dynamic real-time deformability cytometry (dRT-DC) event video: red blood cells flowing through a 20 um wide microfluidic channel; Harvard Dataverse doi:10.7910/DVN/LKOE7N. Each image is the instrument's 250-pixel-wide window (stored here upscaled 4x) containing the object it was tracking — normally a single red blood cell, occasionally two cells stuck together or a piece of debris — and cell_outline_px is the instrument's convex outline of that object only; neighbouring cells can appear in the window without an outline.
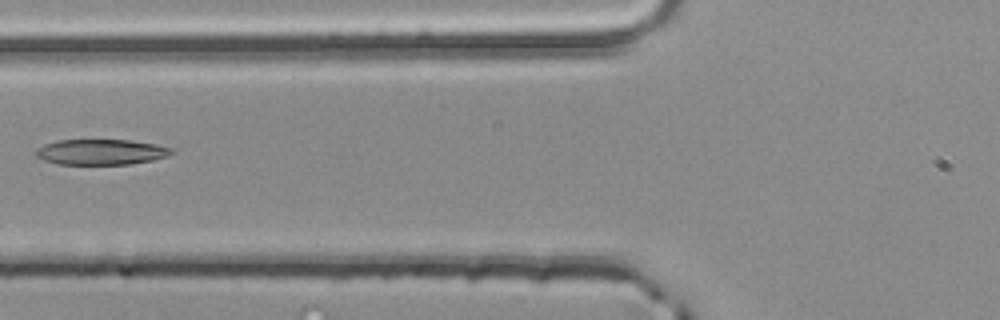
{"species": "common noctule bat (a hibernating species)", "species_latin": "Nyctalus noctula", "temperature_condition": "room temperature", "stored_images_in_passage": 3, "camera_frame_rate_fps": 3000, "um_per_image_px": 0.085, "animal": {"sex": "male", "body_mass_g": 20.4}, "frame": {"image": 1, "passage_image": 3, "time_ms": 0.667, "image_size_px": [1000, 320], "cell_outline_px": [[172, 152], [168, 156], [152, 160], [132, 164], [56, 164], [44, 160], [36, 156], [36, 148], [44, 144], [56, 140], [132, 140], [156, 144], [172, 148]], "centroid_in_image_um": [8.57, 12.91], "position_along_channel_um": 117.2, "area_um2": 20.23}}